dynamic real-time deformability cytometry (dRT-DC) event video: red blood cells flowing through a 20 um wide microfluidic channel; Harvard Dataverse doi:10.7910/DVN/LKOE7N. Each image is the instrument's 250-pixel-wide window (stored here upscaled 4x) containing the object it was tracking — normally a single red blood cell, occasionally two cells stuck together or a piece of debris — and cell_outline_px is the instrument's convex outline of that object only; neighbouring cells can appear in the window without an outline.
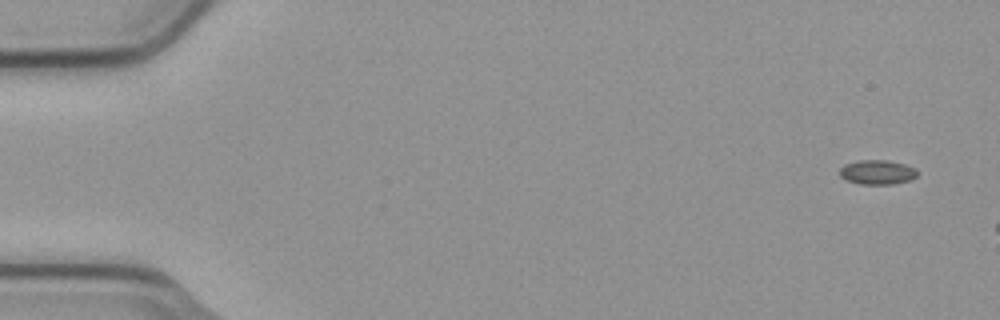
{"species": "common noctule bat (a hibernating species)", "species_latin": "Nyctalus noctula", "temperature_condition": "cold", "stored_images_in_passage": 3, "camera_frame_rate_fps": 3000, "um_per_image_px": 0.085, "animal": {"sex": "male", "body_mass_g": 23.1, "forearm_length_mm": 52.7}, "frame": {"image": 1, "passage_image": 1, "time_ms": 0.0, "image_size_px": [1000, 320], "cell_outline_px": [[916, 176], [912, 180], [892, 184], [860, 184], [848, 180], [840, 176], [840, 168], [844, 164], [856, 160], [888, 160], [904, 164], [916, 168]], "centroid_in_image_um": [74.57, 14.63], "position_along_channel_um": 10.4, "area_um2": 11.1}}